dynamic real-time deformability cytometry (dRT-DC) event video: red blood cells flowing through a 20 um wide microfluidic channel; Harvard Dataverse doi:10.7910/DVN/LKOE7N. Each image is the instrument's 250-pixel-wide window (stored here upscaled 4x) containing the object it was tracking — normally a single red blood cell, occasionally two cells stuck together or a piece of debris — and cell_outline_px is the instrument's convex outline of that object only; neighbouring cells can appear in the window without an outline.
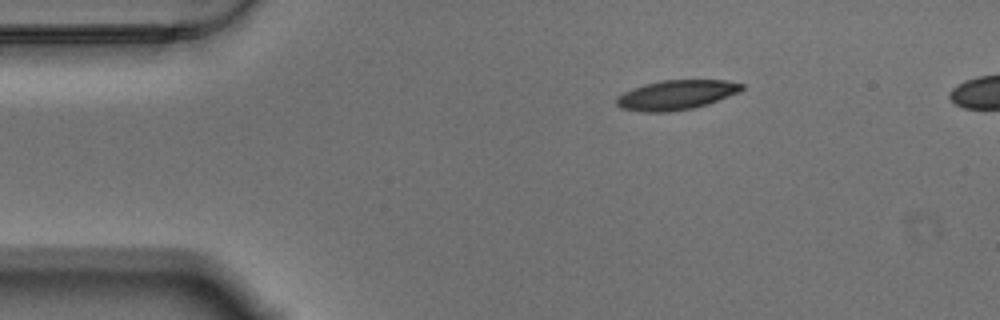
{"species": "Egyptian fruit bat (a non-hibernating species)", "species_latin": "Rousettus aegyptiacus", "temperature_condition": "warm", "stored_images_in_passage": 47, "camera_frame_rate_fps": 3000, "um_per_image_px": 0.085, "animal": {"sex": "male"}, "frame": {"image": 1, "passage_image": 1, "time_ms": 0.0, "image_size_px": [1000, 320], "cell_outline_px": [[744, 88], [740, 92], [708, 104], [692, 108], [668, 112], [644, 112], [620, 108], [616, 104], [616, 96], [632, 88], [644, 84], [660, 80], [724, 80], [744, 84]], "centroid_in_image_um": [57.47, 8.06], "position_along_channel_um": 27.5, "area_um2": 21.73}}
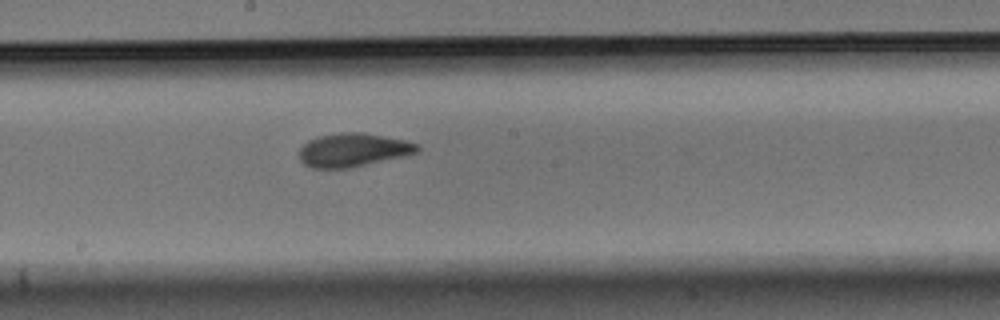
{"frame": {"image": 2, "passage_image": 22, "time_ms": 7.0, "image_size_px": [1000, 320], "cell_outline_px": [[420, 148], [416, 152], [404, 156], [352, 168], [312, 168], [304, 164], [300, 160], [300, 148], [308, 140], [320, 136], [344, 132], [364, 132], [404, 140], [420, 144]], "centroid_in_image_um": [30.02, 12.75], "position_along_channel_um": 218.2, "area_um2": 23.06}}
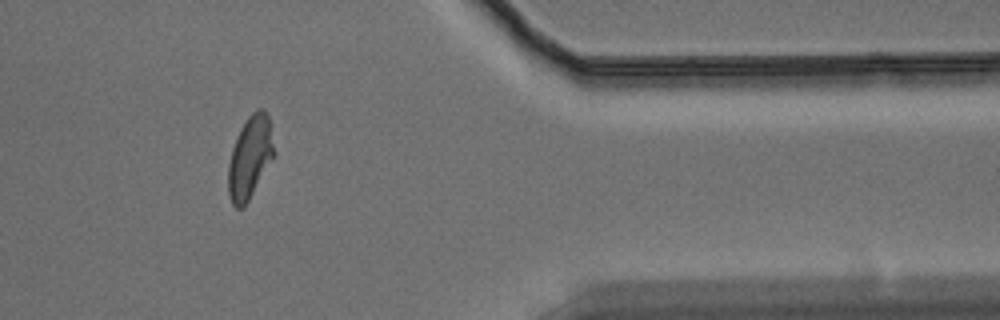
{"frame": {"image": 3, "passage_image": 39, "time_ms": 12.667, "image_size_px": [1000, 320], "cell_outline_px": [[276, 156], [244, 208], [236, 208], [232, 204], [228, 192], [228, 164], [232, 148], [236, 136], [240, 128], [248, 116], [256, 108], [264, 108], [268, 116]], "centroid_in_image_um": [21.26, 13.38], "position_along_channel_um": 390.1, "area_um2": 22.48}, "authors_computed_cell_mechanics": {"area_um2": 22.3686, "velocity_mm_per_s": 3.4604, "shape_relaxation_time_tau1_ms": 6.3496, "shape_relaxation_time_tau2_ms": 1.7251, "deformation_change_tau1": 0.1982, "deformation_change_tau2": 0.0721}}